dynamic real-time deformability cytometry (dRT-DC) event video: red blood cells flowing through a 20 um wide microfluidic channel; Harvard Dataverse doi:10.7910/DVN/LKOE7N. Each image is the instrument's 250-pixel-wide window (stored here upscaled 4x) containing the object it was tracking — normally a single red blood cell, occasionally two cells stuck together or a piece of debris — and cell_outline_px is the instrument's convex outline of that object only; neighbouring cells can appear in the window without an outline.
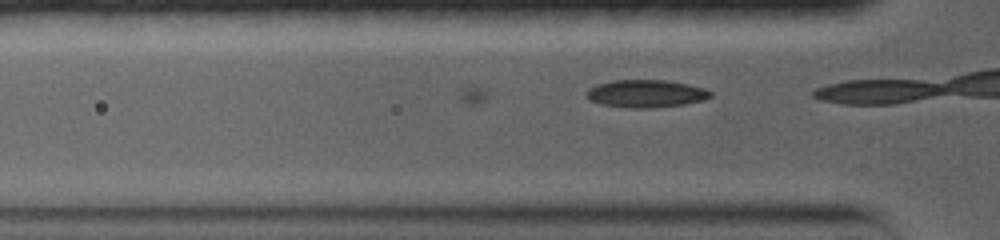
{"species": "common noctule bat (a hibernating species)", "species_latin": "Nyctalus noctula", "temperature_condition": "warm", "stored_images_in_passage": 4, "camera_frame_rate_fps": 5000, "um_per_image_px": 0.085, "animal": {"sex": "female", "body_mass_g": 19.0, "forearm_length_mm": 56.7}, "frame": {"image": 1, "passage_image": 3, "time_ms": 0.4, "image_size_px": [1000, 240], "cell_outline_px": [[712, 96], [700, 100], [684, 104], [652, 108], [632, 108], [600, 104], [592, 100], [584, 92], [588, 88], [596, 84], [612, 80], [664, 80], [688, 84], [704, 88], [712, 92]], "centroid_in_image_um": [54.88, 7.95], "position_along_channel_um": 70.9, "area_um2": 19.88}}